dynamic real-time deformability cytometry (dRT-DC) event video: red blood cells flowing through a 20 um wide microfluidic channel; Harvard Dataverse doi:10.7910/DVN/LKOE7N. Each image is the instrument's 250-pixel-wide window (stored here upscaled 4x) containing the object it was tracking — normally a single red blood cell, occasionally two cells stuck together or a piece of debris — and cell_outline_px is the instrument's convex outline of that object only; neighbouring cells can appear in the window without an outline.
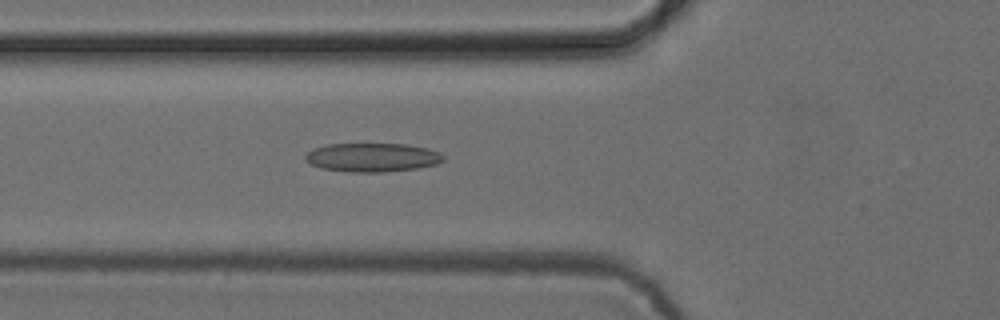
{"species": "common noctule bat (a hibernating species)", "species_latin": "Nyctalus noctula", "temperature_condition": "cold", "stored_images_in_passage": 48, "camera_frame_rate_fps": 3000, "um_per_image_px": 0.085, "animal": {"sex": "female", "body_mass_g": 24.6, "forearm_length_mm": 56.2}, "frame": {"image": 1, "passage_image": 15, "time_ms": 4.667, "image_size_px": [1000, 320], "cell_outline_px": [[444, 160], [436, 164], [416, 168], [380, 172], [352, 172], [320, 168], [304, 160], [304, 156], [312, 148], [328, 144], [404, 144], [428, 148], [440, 152], [444, 156]], "centroid_in_image_um": [31.63, 13.37], "position_along_channel_um": 94.2, "area_um2": 23.12}}
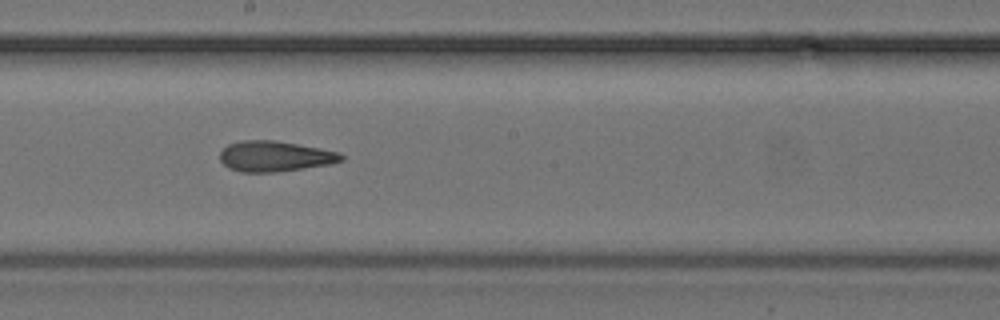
{"frame": {"image": 2, "passage_image": 25, "time_ms": 8.0, "image_size_px": [1000, 320], "cell_outline_px": [[344, 160], [332, 164], [276, 172], [240, 172], [228, 168], [220, 160], [220, 152], [228, 144], [240, 140], [276, 140], [320, 148], [340, 152], [344, 156]], "centroid_in_image_um": [23.38, 13.28], "position_along_channel_um": 224.8, "area_um2": 21.79}}
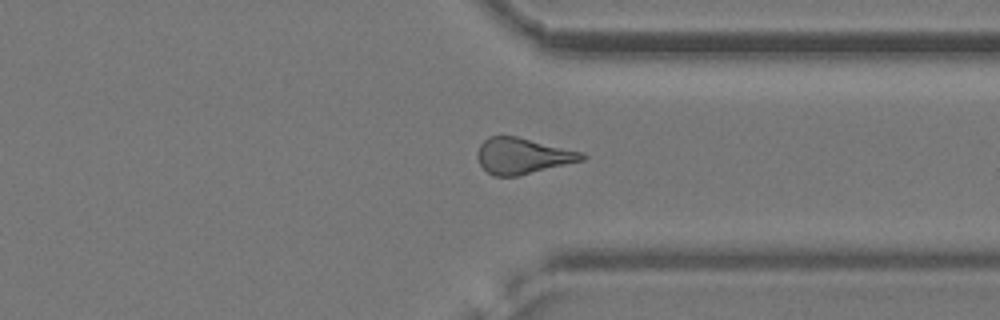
{"frame": {"image": 3, "passage_image": 36, "time_ms": 11.667, "image_size_px": [1000, 320], "cell_outline_px": [[588, 156], [584, 160], [520, 176], [492, 176], [480, 164], [476, 156], [476, 152], [480, 144], [488, 136], [516, 136], [584, 152]], "centroid_in_image_um": [44.43, 13.25], "position_along_channel_um": 367.0, "area_um2": 22.14}, "authors_computed_cell_mechanics": {"area_um2": 22.1085, "velocity_mm_per_s": 3.8967, "shape_relaxation_time_tau1_ms": 7.7282, "shape_relaxation_time_tau2_ms": 4.2885, "deformation_change_tau1": 0.1588, "deformation_change_tau2": 0.1601}}